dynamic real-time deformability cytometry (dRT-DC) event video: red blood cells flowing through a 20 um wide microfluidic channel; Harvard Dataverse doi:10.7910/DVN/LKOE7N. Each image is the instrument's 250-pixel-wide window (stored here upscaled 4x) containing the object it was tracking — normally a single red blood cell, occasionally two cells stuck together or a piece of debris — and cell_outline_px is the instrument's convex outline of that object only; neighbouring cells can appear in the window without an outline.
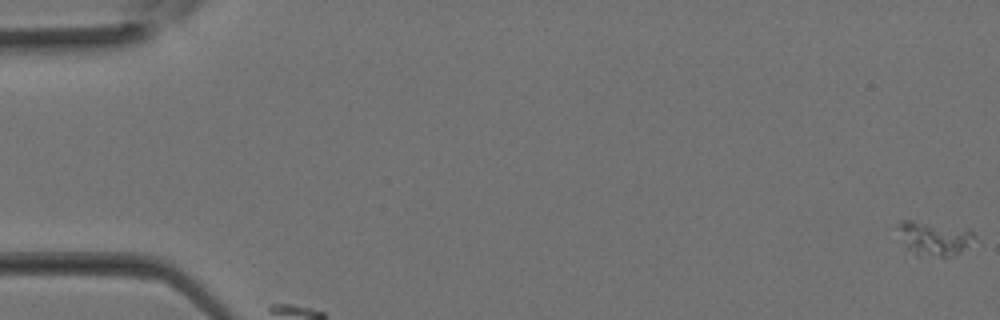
{"species": "Egyptian fruit bat (a non-hibernating species)", "species_latin": "Rousettus aegyptiacus", "temperature_condition": "room temperature", "stored_images_in_passage": 2, "camera_frame_rate_fps": 3000, "um_per_image_px": 0.085, "animal": {"sex": "female"}, "frame": {"image": 1, "passage_image": 1, "time_ms": 0.0, "image_size_px": [1000, 320], "cell_outline_px": [[976, 236], [956, 256], [904, 256], [896, 224], [904, 220], [912, 220], [972, 232]], "centroid_in_image_um": [79.19, 20.34], "position_along_channel_um": 5.8, "area_um2": 15.32}}